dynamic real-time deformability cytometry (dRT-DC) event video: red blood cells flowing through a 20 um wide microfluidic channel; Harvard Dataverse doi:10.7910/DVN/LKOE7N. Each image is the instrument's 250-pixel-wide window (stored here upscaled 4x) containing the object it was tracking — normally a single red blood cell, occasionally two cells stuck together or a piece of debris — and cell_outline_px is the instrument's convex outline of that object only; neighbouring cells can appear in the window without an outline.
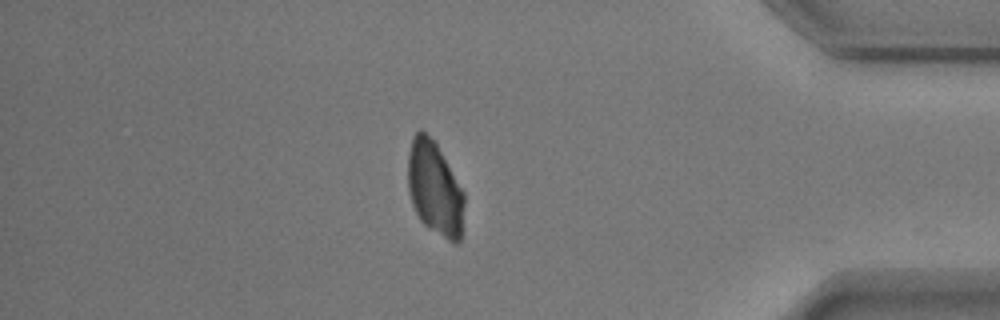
{"species": "common noctule bat (a hibernating species)", "species_latin": "Nyctalus noctula", "temperature_condition": "warm", "stored_images_in_passage": 38, "camera_frame_rate_fps": 3000, "um_per_image_px": 0.085, "animal": {"sex": "male", "body_mass_g": 17.9}, "frame": {"image": 1, "passage_image": 32, "time_ms": 10.333, "image_size_px": [1000, 320], "cell_outline_px": [[464, 204], [460, 240], [456, 244], [448, 240], [428, 228], [420, 220], [412, 204], [408, 192], [408, 152], [412, 136], [420, 128], [436, 140], [464, 192]], "centroid_in_image_um": [36.94, 15.97], "position_along_channel_um": 398.3, "area_um2": 31.27}}